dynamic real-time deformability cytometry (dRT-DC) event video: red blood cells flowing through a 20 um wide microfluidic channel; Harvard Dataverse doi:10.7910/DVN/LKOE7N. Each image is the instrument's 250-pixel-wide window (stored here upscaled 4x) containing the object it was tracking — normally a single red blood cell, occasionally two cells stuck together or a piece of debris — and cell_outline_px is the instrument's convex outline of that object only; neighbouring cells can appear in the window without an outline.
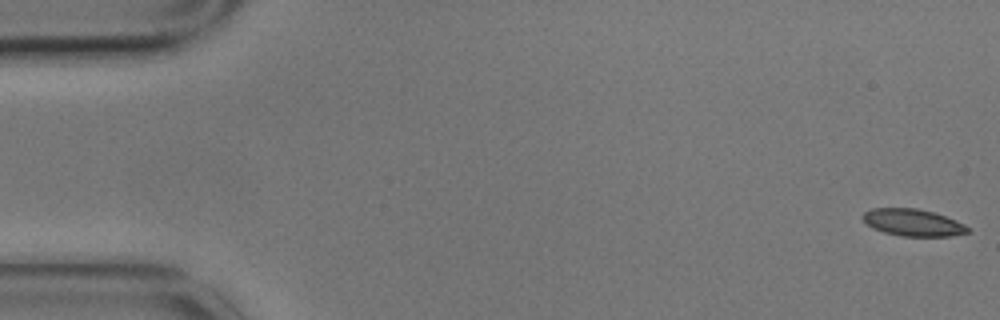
{"species": "common noctule bat (a hibernating species)", "species_latin": "Nyctalus noctula", "temperature_condition": "cold", "stored_images_in_passage": 4, "camera_frame_rate_fps": 3000, "um_per_image_px": 0.085, "animal": {"sex": "male", "body_mass_g": 17.9}, "frame": {"image": 1, "passage_image": 1, "time_ms": 0.0, "image_size_px": [1000, 320], "cell_outline_px": [[972, 232], [952, 236], [900, 236], [884, 232], [872, 228], [860, 216], [864, 212], [872, 208], [916, 208], [932, 212], [956, 220], [972, 228]], "centroid_in_image_um": [77.63, 18.92], "position_along_channel_um": 7.4, "area_um2": 16.65}}
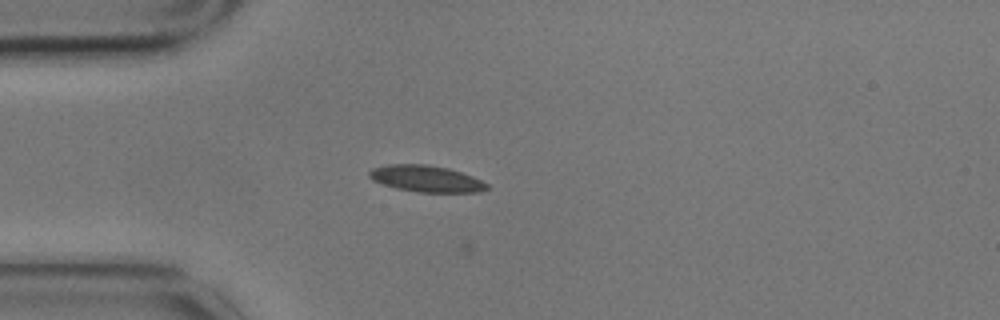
{"frame": {"image": 2, "passage_image": 4, "time_ms": 1.0, "image_size_px": [1000, 320], "cell_outline_px": [[488, 188], [480, 192], [420, 192], [396, 188], [380, 184], [372, 180], [368, 176], [368, 172], [372, 168], [388, 164], [428, 164], [448, 168], [472, 176], [488, 184]], "centroid_in_image_um": [36.18, 15.18], "position_along_channel_um": 48.8, "area_um2": 18.21}}